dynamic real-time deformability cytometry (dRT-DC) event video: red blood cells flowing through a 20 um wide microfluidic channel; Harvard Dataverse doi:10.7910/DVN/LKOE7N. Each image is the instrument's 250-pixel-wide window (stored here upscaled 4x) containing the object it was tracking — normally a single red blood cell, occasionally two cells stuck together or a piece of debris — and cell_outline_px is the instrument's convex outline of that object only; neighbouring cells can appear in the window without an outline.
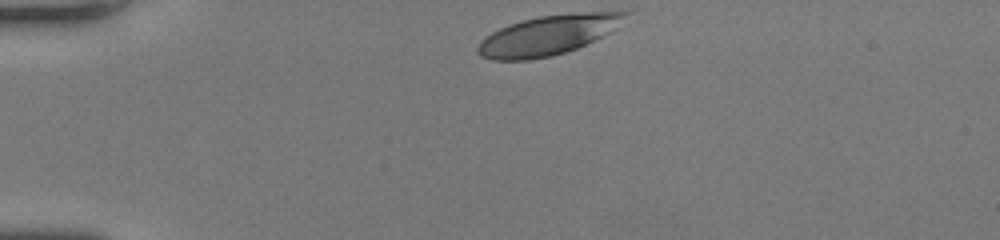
{"species": "human", "species_latin": "Homo sapiens", "temperature_condition": "room temperature", "stored_images_in_passage": 31, "camera_frame_rate_fps": 3000, "um_per_image_px": 0.085, "donor": {"sex": "female"}, "frame": {"image": 1, "passage_image": 1, "time_ms": 0.0, "image_size_px": [1000, 240], "cell_outline_px": [[632, 12], [608, 32], [576, 48], [552, 56], [528, 60], [492, 60], [480, 56], [476, 52], [476, 48], [480, 40], [484, 36], [508, 24], [540, 16], [576, 12]], "centroid_in_image_um": [46.47, 3.0], "position_along_channel_um": 38.5, "area_um2": 33.64}}
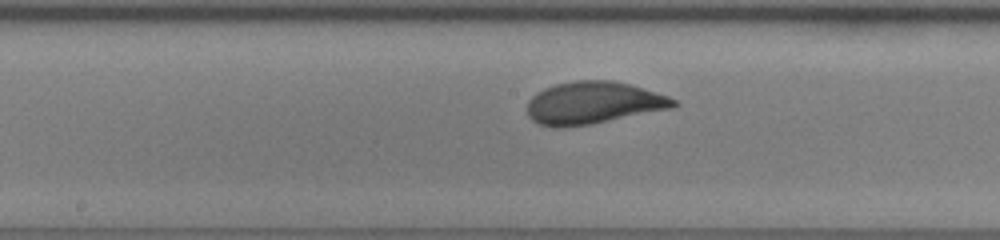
{"frame": {"image": 2, "passage_image": 16, "time_ms": 5.0, "image_size_px": [1000, 240], "cell_outline_px": [[680, 104], [672, 108], [592, 124], [560, 128], [556, 128], [540, 124], [532, 120], [528, 116], [528, 100], [536, 92], [544, 88], [556, 84], [576, 80], [612, 80], [628, 84], [668, 96], [676, 100]], "centroid_in_image_um": [50.41, 8.75], "position_along_channel_um": 197.8, "area_um2": 36.07}}
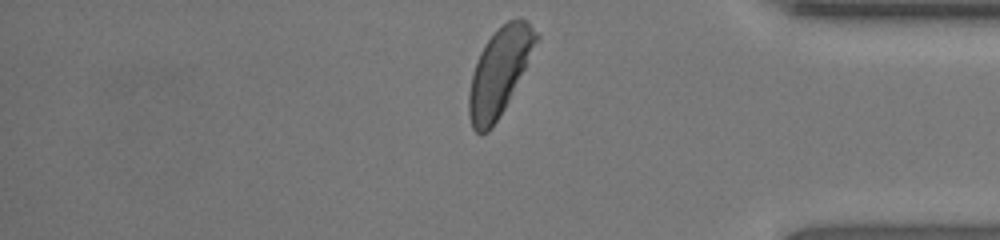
{"frame": {"image": 3, "passage_image": 31, "time_ms": 10.0, "image_size_px": [1000, 240], "cell_outline_px": [[540, 36], [504, 108], [492, 128], [488, 132], [480, 136], [472, 128], [468, 116], [468, 92], [472, 72], [476, 60], [484, 44], [508, 20], [520, 16]], "centroid_in_image_um": [42.39, 6.15], "position_along_channel_um": 392.8, "area_um2": 33.47}, "authors_computed_cell_mechanics": {"area_um2": 34.8534, "velocity_mm_per_s": 4.2545, "shape_relaxation_time_tau1_ms": 2.9891, "shape_relaxation_time_tau2_ms": null, "deformation_change_tau1": 0.1455, "deformation_change_tau2": null}}